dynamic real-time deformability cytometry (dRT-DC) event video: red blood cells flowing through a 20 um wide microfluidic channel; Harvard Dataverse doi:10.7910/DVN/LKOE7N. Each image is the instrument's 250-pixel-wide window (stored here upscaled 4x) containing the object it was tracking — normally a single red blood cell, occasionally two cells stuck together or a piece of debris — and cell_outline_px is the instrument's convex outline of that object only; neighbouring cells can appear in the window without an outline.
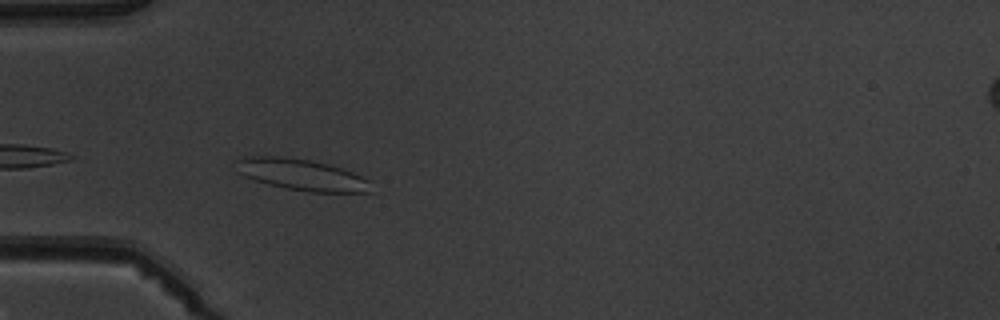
{"species": "common noctule bat (a hibernating species)", "species_latin": "Nyctalus noctula", "temperature_condition": "warm", "stored_images_in_passage": 3, "camera_frame_rate_fps": 3000, "um_per_image_px": 0.085, "animal": {"sex": "male", "body_mass_g": 19.5, "forearm_length_mm": 54.6}, "frame": {"image": 1, "passage_image": 3, "time_ms": 2.333, "image_size_px": [1000, 320], "cell_outline_px": [[372, 192], [308, 192], [284, 188], [268, 184], [244, 176], [236, 172], [236, 160], [244, 156], [276, 156], [308, 160], [328, 164], [352, 172], [368, 180]], "centroid_in_image_um": [25.58, 14.85], "position_along_channel_um": 59.4, "area_um2": 24.51}}